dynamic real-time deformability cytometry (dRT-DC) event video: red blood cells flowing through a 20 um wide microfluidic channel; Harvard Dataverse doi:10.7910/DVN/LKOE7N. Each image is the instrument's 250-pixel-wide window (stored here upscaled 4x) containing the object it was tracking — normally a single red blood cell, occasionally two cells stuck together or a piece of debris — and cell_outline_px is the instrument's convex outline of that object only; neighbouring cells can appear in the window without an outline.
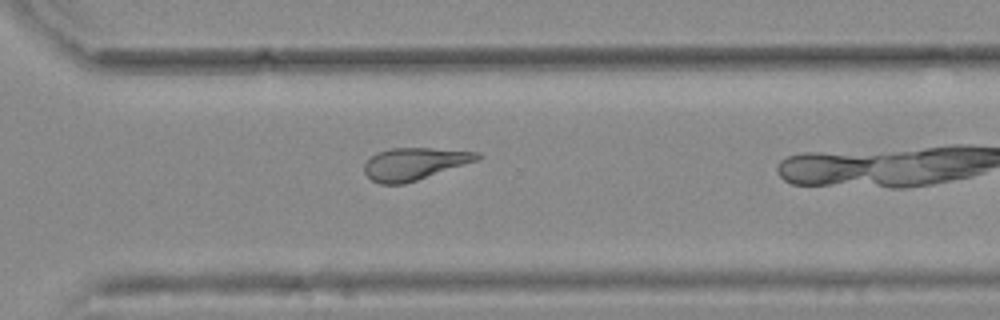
{"species": "common noctule bat (a hibernating species)", "species_latin": "Nyctalus noctula", "temperature_condition": "warm", "stored_images_in_passage": 26, "camera_frame_rate_fps": 3000, "um_per_image_px": 0.085, "animal": {"sex": "female", "body_mass_g": 25.1}, "frame": {"image": 1, "passage_image": 22, "time_ms": 7.0, "image_size_px": [1000, 320], "cell_outline_px": [[484, 156], [476, 160], [404, 184], [380, 184], [372, 180], [364, 172], [364, 164], [376, 152], [392, 148], [432, 148], [480, 152]], "centroid_in_image_um": [35.2, 13.91], "position_along_channel_um": 335.4, "area_um2": 20.92}}